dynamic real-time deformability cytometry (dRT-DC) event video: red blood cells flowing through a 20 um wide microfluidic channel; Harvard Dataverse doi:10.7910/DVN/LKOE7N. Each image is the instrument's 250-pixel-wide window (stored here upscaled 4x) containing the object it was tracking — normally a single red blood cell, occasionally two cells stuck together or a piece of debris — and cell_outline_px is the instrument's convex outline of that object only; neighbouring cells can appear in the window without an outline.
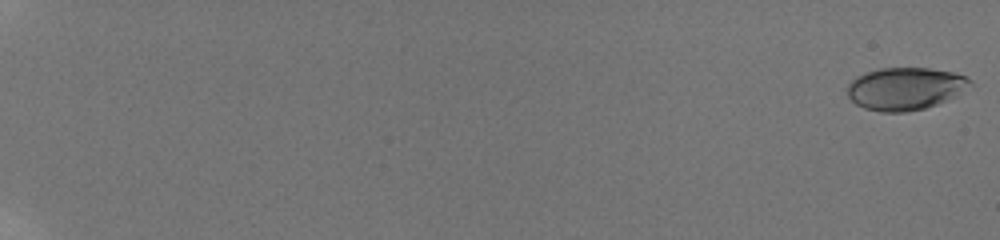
{"species": "human", "species_latin": "Homo sapiens", "temperature_condition": "room temperature", "stored_images_in_passage": 43, "camera_frame_rate_fps": 3000, "um_per_image_px": 0.085, "donor": {"sex": "male"}, "frame": {"image": 1, "passage_image": 1, "time_ms": 0.0, "image_size_px": [1000, 240], "cell_outline_px": [[972, 84], [952, 96], [936, 104], [924, 108], [908, 112], [880, 112], [864, 108], [856, 104], [848, 96], [848, 84], [856, 76], [864, 72], [880, 68], [928, 68], [952, 72], [964, 76], [972, 80]], "centroid_in_image_um": [76.88, 7.53], "position_along_channel_um": 8.1, "area_um2": 30.11}}
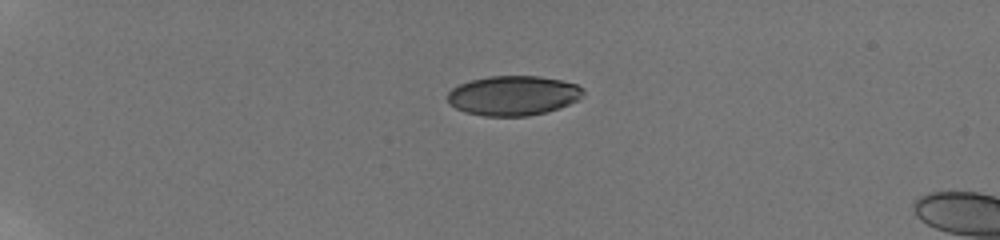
{"frame": {"image": 2, "passage_image": 37, "time_ms": 5.667, "image_size_px": [1000, 240], "cell_outline_px": [[584, 96], [580, 100], [560, 108], [528, 116], [484, 116], [464, 112], [448, 104], [448, 92], [452, 88], [460, 84], [472, 80], [488, 76], [540, 76], [560, 80], [576, 84], [584, 88]], "centroid_in_image_um": [43.65, 8.13], "position_along_channel_um": 41.4, "area_um2": 31.62}}